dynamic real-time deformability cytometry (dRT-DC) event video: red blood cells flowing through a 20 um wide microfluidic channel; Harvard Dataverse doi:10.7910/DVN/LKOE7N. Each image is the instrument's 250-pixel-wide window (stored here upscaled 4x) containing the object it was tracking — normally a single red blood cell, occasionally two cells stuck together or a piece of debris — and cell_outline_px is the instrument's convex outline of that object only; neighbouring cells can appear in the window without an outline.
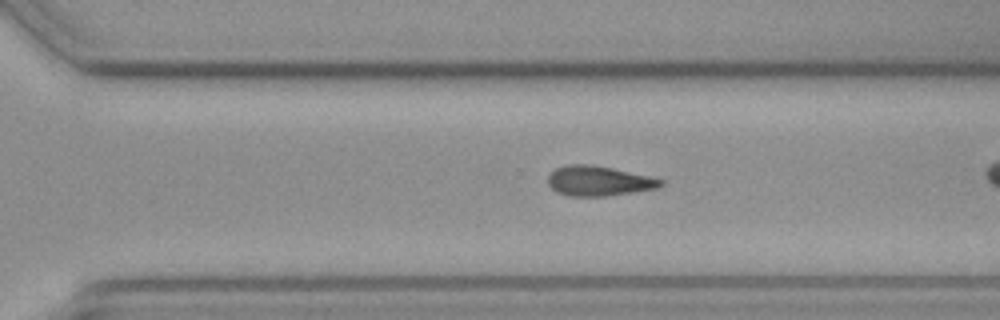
{"species": "common noctule bat (a hibernating species)", "species_latin": "Nyctalus noctula", "temperature_condition": "cold", "stored_images_in_passage": 36, "camera_frame_rate_fps": 3000, "um_per_image_px": 0.085, "animal": {"sex": "female", "body_mass_g": 19.3, "forearm_length_mm": 54.1}, "frame": {"image": 1, "passage_image": 31, "time_ms": 10.0, "image_size_px": [1000, 320], "cell_outline_px": [[664, 184], [656, 188], [632, 192], [604, 196], [568, 196], [556, 192], [548, 184], [548, 176], [556, 168], [568, 164], [592, 164], [612, 168], [648, 176], [664, 180]], "centroid_in_image_um": [50.86, 15.38], "position_along_channel_um": 319.7, "area_um2": 19.54}}